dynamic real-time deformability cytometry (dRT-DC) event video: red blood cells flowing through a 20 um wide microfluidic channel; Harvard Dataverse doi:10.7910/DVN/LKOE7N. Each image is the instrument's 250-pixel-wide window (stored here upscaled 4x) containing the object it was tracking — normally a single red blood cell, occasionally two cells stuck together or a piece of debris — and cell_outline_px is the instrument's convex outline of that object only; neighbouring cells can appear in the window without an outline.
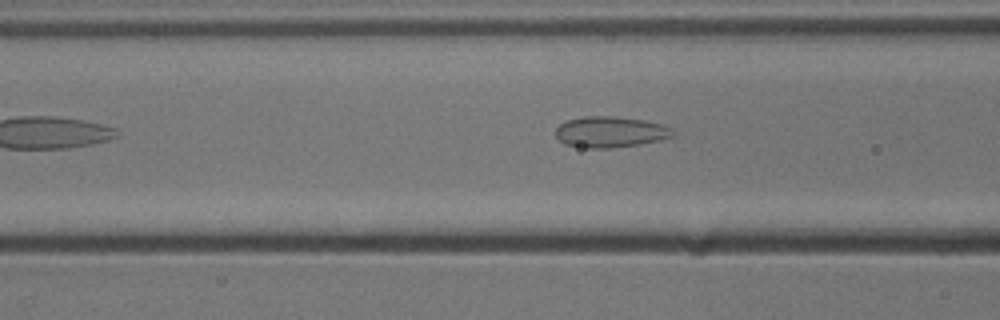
{"species": "common noctule bat (a hibernating species)", "species_latin": "Nyctalus noctula", "temperature_condition": "cold", "stored_images_in_passage": 3, "camera_frame_rate_fps": 3000, "um_per_image_px": 0.085, "animal": {"sex": "male", "body_mass_g": 13.3}, "frame": {"image": 1, "passage_image": 3, "time_ms": 0.667, "image_size_px": [1000, 320], "cell_outline_px": [[676, 136], [640, 144], [612, 148], [580, 148], [564, 144], [556, 136], [556, 128], [560, 124], [568, 120], [584, 116], [612, 116], [644, 120], [664, 124], [672, 128], [676, 132]], "centroid_in_image_um": [51.91, 11.22], "position_along_channel_um": 114.7, "area_um2": 21.39}}